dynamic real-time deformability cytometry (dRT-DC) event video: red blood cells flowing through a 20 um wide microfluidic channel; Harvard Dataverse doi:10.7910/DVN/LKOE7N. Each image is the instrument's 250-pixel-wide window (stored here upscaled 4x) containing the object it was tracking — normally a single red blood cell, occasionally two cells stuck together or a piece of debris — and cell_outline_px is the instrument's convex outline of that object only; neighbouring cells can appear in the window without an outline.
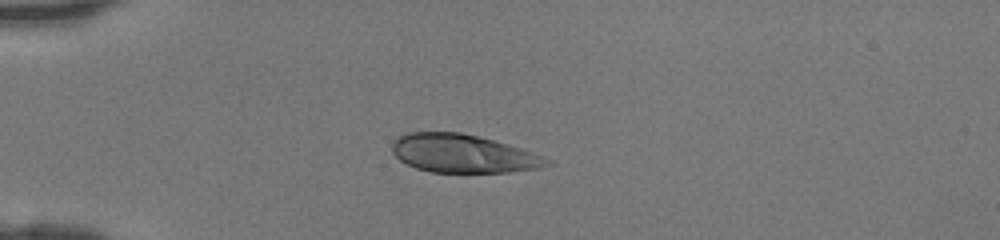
{"species": "human", "species_latin": "Homo sapiens", "temperature_condition": "room temperature", "stored_images_in_passage": 34, "camera_frame_rate_fps": 3000, "um_per_image_px": 0.085, "donor": {"sex": "female"}, "frame": {"image": 1, "passage_image": 1, "time_ms": 0.0, "image_size_px": [1000, 240], "cell_outline_px": [[552, 164], [544, 168], [512, 172], [432, 172], [416, 168], [400, 160], [392, 152], [392, 144], [396, 136], [408, 132], [460, 132], [492, 140], [520, 148], [532, 152], [552, 160]], "centroid_in_image_um": [39.37, 13.06], "position_along_channel_um": 45.6, "area_um2": 34.56}}
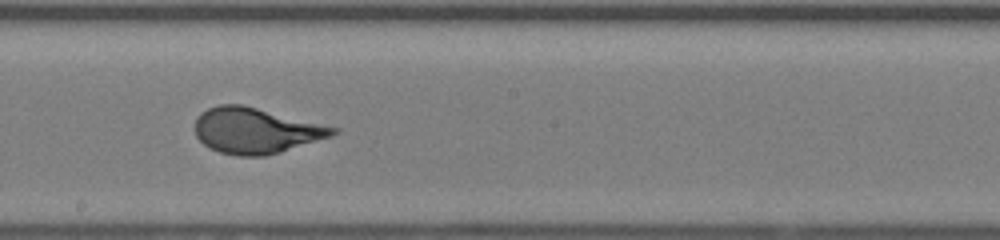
{"frame": {"image": 2, "passage_image": 15, "time_ms": 4.667, "image_size_px": [1000, 240], "cell_outline_px": [[340, 128], [332, 136], [280, 152], [264, 156], [236, 156], [220, 152], [204, 144], [196, 136], [196, 116], [200, 112], [208, 108], [220, 104], [244, 104]], "centroid_in_image_um": [21.74, 11.08], "position_along_channel_um": 226.5, "area_um2": 36.76}}
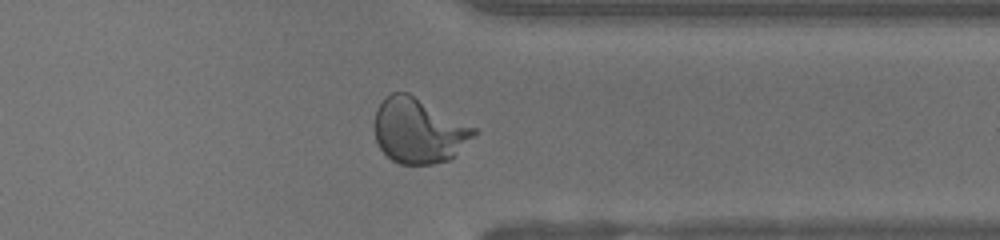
{"frame": {"image": 3, "passage_image": 25, "time_ms": 8.0, "image_size_px": [1000, 240], "cell_outline_px": [[480, 132], [448, 160], [432, 164], [400, 164], [392, 160], [380, 148], [376, 140], [372, 124], [376, 108], [392, 92], [408, 92], [476, 128]], "centroid_in_image_um": [35.57, 11.1], "position_along_channel_um": 375.8, "area_um2": 37.74}}